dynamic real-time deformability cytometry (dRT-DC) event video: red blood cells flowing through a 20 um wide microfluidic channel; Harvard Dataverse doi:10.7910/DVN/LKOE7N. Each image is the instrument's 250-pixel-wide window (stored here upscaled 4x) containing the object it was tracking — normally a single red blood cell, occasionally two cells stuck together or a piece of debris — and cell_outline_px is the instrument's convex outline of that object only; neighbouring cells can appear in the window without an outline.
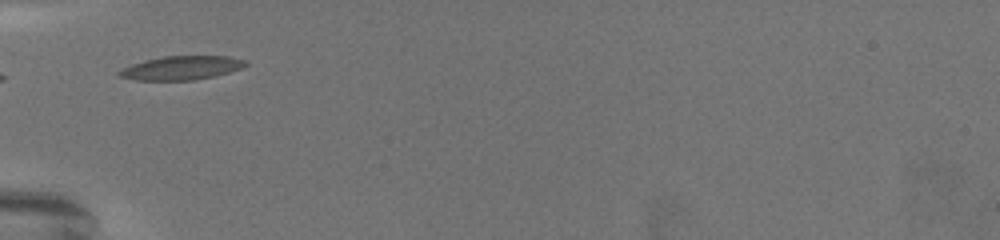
{"species": "common noctule bat (a hibernating species)", "species_latin": "Nyctalus noctula", "temperature_condition": "warm", "stored_images_in_passage": 4, "camera_frame_rate_fps": 3000, "um_per_image_px": 0.085, "animal": {"sex": "female", "body_mass_g": 19.5, "forearm_length_mm": 54.1}, "frame": {"image": 1, "passage_image": 1, "time_ms": 0.0, "image_size_px": [1000, 240], "cell_outline_px": [[248, 64], [240, 68], [228, 72], [212, 76], [192, 80], [136, 80], [116, 76], [116, 72], [120, 68], [144, 60], [164, 56], [228, 56], [244, 60]], "centroid_in_image_um": [15.33, 5.77], "position_along_channel_um": 69.7, "area_um2": 17.46}}